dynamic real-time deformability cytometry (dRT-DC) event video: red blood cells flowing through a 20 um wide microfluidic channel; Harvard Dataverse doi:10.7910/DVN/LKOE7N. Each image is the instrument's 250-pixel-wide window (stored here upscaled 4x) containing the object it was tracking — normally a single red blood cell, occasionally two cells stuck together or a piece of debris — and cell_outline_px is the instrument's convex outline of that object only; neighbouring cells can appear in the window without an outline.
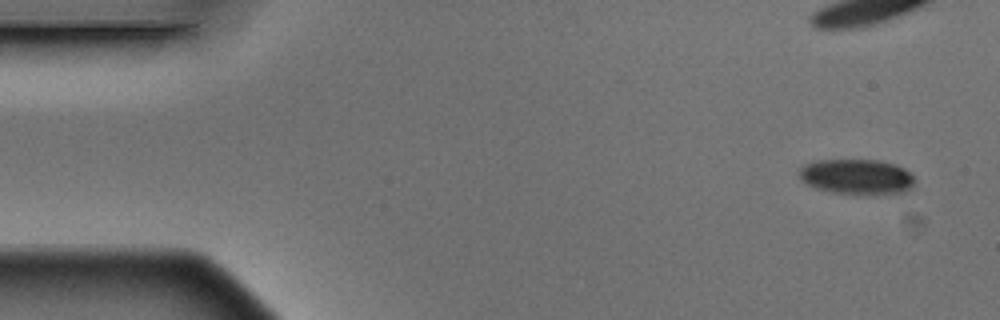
{"species": "Egyptian fruit bat (a non-hibernating species)", "species_latin": "Rousettus aegyptiacus", "temperature_condition": "warm", "stored_images_in_passage": 5, "camera_frame_rate_fps": 3000, "um_per_image_px": 0.085, "animal": {"sex": "male"}, "frame": {"image": 1, "passage_image": 1, "time_ms": 0.0, "image_size_px": [1000, 320], "cell_outline_px": [[916, 180], [912, 188], [904, 192], [832, 192], [816, 188], [808, 184], [800, 176], [800, 168], [804, 164], [816, 160], [876, 160], [892, 164], [904, 168]], "centroid_in_image_um": [72.82, 14.98], "position_along_channel_um": 12.2, "area_um2": 22.89}}